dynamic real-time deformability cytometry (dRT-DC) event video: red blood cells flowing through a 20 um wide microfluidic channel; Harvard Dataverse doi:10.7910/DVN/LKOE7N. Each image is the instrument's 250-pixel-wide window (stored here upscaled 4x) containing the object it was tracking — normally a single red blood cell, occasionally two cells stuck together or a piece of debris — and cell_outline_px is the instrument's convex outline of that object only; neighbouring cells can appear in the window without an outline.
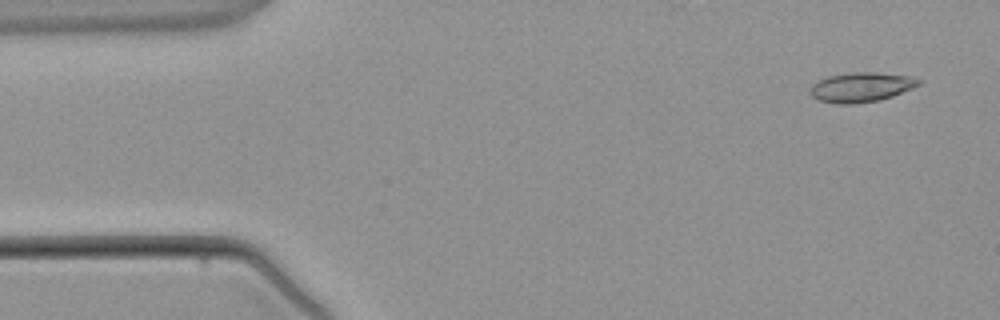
{"species": "common noctule bat (a hibernating species)", "species_latin": "Nyctalus noctula", "temperature_condition": "warm", "stored_images_in_passage": 3, "camera_frame_rate_fps": 3000, "um_per_image_px": 0.085, "animal": {"sex": "male", "body_mass_g": 21.5, "forearm_length_mm": 52.0}, "frame": {"image": 1, "passage_image": 1, "time_ms": 0.0, "image_size_px": [1000, 320], "cell_outline_px": [[920, 84], [912, 88], [892, 96], [880, 100], [852, 104], [836, 104], [820, 100], [812, 96], [812, 84], [828, 76], [852, 72], [876, 72], [912, 76], [920, 80]], "centroid_in_image_um": [73.23, 7.4], "position_along_channel_um": 11.8, "area_um2": 18.55}}
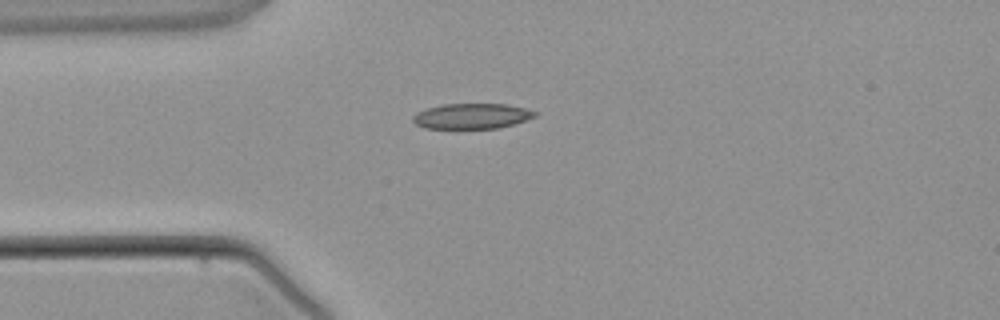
{"frame": {"image": 2, "passage_image": 3, "time_ms": 2.667, "image_size_px": [1000, 320], "cell_outline_px": [[536, 116], [512, 124], [496, 128], [424, 128], [416, 124], [412, 120], [412, 116], [416, 112], [428, 108], [444, 104], [508, 104], [524, 108], [536, 112]], "centroid_in_image_um": [40.06, 9.86], "position_along_channel_um": 44.9, "area_um2": 17.8}}